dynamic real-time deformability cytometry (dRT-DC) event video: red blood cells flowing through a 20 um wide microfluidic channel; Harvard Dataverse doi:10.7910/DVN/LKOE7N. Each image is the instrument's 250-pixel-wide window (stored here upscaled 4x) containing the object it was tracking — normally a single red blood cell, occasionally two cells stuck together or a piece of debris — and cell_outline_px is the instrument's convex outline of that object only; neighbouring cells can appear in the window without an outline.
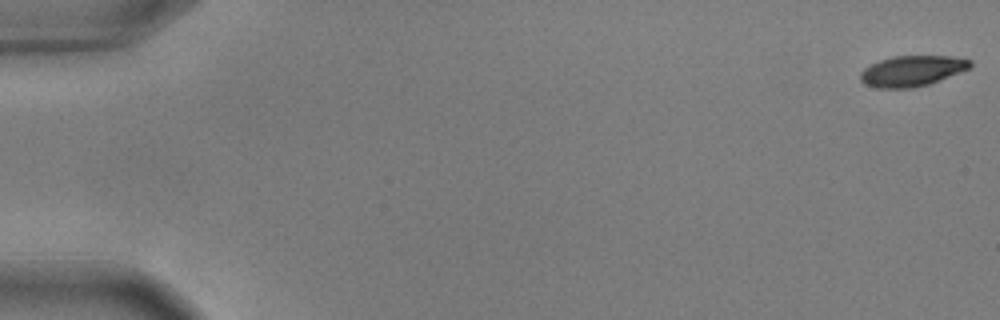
{"species": "common noctule bat (a hibernating species)", "species_latin": "Nyctalus noctula", "temperature_condition": "warm", "stored_images_in_passage": 56, "camera_frame_rate_fps": 3000, "um_per_image_px": 0.085, "animal": {"sex": "male", "body_mass_g": 17.9, "forearm_length_mm": 54.2}, "frame": {"image": 1, "passage_image": 1, "time_ms": 0.0, "image_size_px": [1000, 320], "cell_outline_px": [[972, 68], [928, 84], [912, 88], [876, 88], [864, 84], [860, 80], [860, 72], [864, 68], [880, 60], [892, 56], [952, 56], [972, 60]], "centroid_in_image_um": [77.53, 6.03], "position_along_channel_um": 7.5, "area_um2": 19.71}}
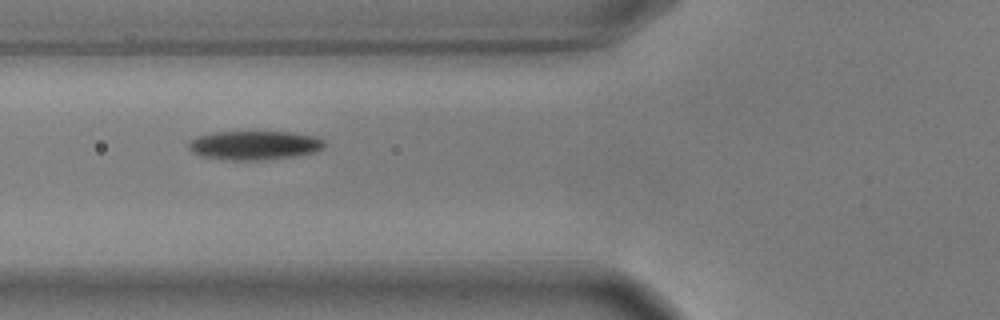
{"frame": {"image": 2, "passage_image": 22, "time_ms": 7.0, "image_size_px": [1000, 320], "cell_outline_px": [[324, 148], [316, 152], [292, 156], [260, 160], [232, 160], [200, 156], [192, 152], [188, 148], [188, 140], [196, 136], [216, 132], [292, 132], [312, 136], [324, 140]], "centroid_in_image_um": [21.58, 12.34], "position_along_channel_um": 104.2, "area_um2": 22.89}}
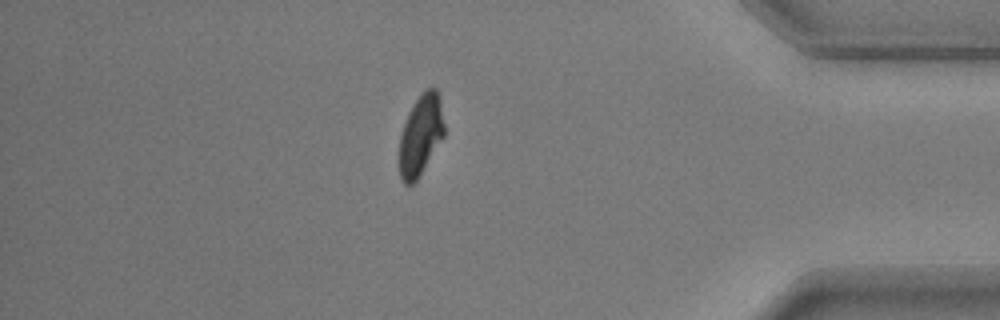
{"frame": {"image": 3, "passage_image": 49, "time_ms": 16.0, "image_size_px": [1000, 320], "cell_outline_px": [[444, 136], [416, 180], [412, 184], [404, 184], [400, 180], [400, 136], [408, 112], [416, 100], [428, 88], [436, 88], [440, 100], [444, 124]], "centroid_in_image_um": [35.75, 11.49], "position_along_channel_um": 399.4, "area_um2": 20.63}, "authors_computed_cell_mechanics": {"area_um2": 22.1374, "velocity_mm_per_s": 3.6293, "shape_relaxation_time_tau1_ms": 2.6457, "shape_relaxation_time_tau2_ms": 4.5095, "deformation_change_tau1": 0.1513, "deformation_change_tau2": 0.0829}}